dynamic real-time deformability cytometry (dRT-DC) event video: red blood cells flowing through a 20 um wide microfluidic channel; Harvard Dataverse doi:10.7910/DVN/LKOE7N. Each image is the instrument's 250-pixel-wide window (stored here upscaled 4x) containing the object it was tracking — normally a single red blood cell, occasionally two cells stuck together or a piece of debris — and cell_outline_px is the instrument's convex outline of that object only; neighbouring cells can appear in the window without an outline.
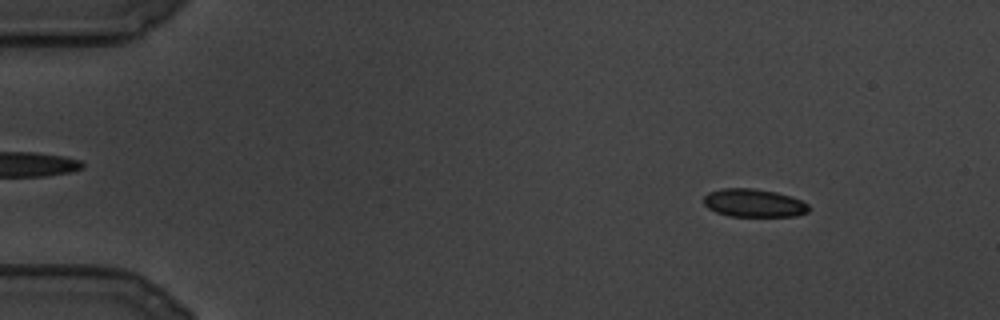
{"species": "common noctule bat (a hibernating species)", "species_latin": "Nyctalus noctula", "temperature_condition": "cold", "stored_images_in_passage": 24, "camera_frame_rate_fps": 3000, "um_per_image_px": 0.085, "animal": {"sex": "male", "body_mass_g": 19.5, "forearm_length_mm": 54.6}, "frame": {"image": 1, "passage_image": 11, "time_ms": 3.333, "image_size_px": [1000, 320], "cell_outline_px": [[808, 212], [796, 216], [728, 216], [716, 212], [708, 208], [704, 204], [704, 196], [708, 192], [724, 188], [752, 188], [776, 192], [792, 196], [808, 204]], "centroid_in_image_um": [64.06, 17.25], "position_along_channel_um": 20.9, "area_um2": 17.22}}